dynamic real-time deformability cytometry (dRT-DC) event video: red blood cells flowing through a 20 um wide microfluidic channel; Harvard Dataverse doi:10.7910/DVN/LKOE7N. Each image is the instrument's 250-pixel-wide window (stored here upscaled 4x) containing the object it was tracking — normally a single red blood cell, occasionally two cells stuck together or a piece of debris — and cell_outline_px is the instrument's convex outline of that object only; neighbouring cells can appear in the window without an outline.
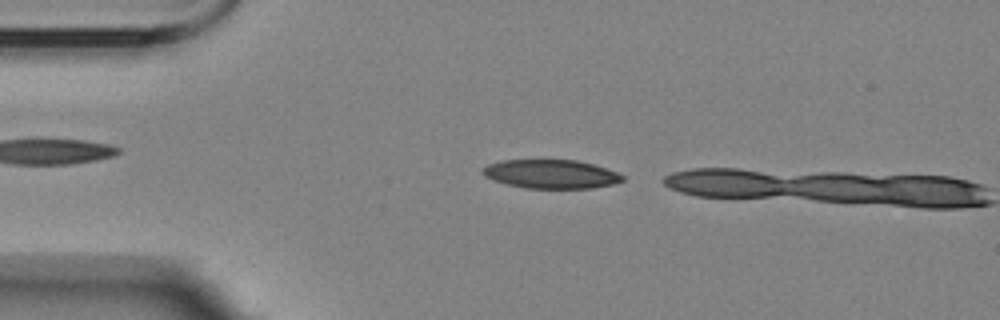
{"species": "Egyptian fruit bat (a non-hibernating species)", "species_latin": "Rousettus aegyptiacus", "temperature_condition": "room temperature", "stored_images_in_passage": 3, "camera_frame_rate_fps": 3000, "um_per_image_px": 0.085, "animal": {"sex": "female"}, "frame": {"image": 1, "passage_image": 3, "time_ms": 2.333, "image_size_px": [1000, 320], "cell_outline_px": [[624, 180], [612, 184], [592, 188], [528, 188], [508, 184], [492, 180], [484, 176], [480, 172], [488, 164], [504, 160], [576, 160], [592, 164], [616, 172], [624, 176]], "centroid_in_image_um": [46.81, 14.79], "position_along_channel_um": 38.2, "area_um2": 23.24}}